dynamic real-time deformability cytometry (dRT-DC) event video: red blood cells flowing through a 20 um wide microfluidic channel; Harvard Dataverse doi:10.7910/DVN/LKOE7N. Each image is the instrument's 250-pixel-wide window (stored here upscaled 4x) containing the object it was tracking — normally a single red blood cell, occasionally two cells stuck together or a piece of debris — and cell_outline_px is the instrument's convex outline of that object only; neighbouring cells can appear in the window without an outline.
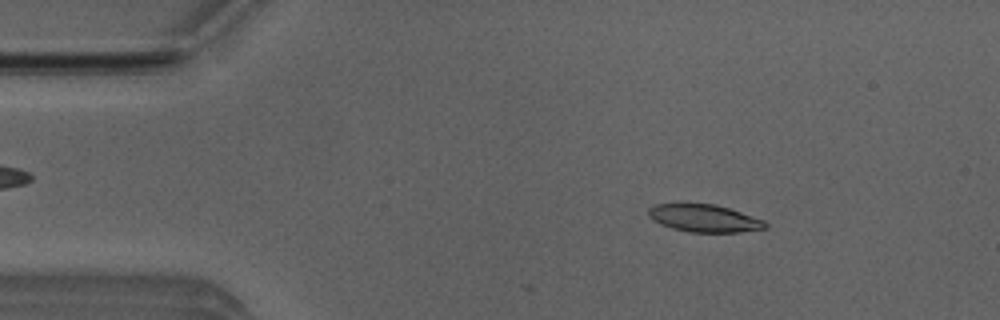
{"species": "Egyptian fruit bat (a non-hibernating species)", "species_latin": "Rousettus aegyptiacus", "temperature_condition": "room temperature", "stored_images_in_passage": 7, "camera_frame_rate_fps": 3000, "um_per_image_px": 0.085, "animal": {"sex": "male"}, "frame": {"image": 1, "passage_image": 7, "time_ms": 2.0, "image_size_px": [1000, 320], "cell_outline_px": [[768, 228], [740, 232], [688, 232], [672, 228], [660, 224], [652, 220], [648, 216], [648, 208], [656, 204], [716, 204], [764, 220], [768, 224]], "centroid_in_image_um": [59.85, 18.56], "position_along_channel_um": 25.1, "area_um2": 18.73}}